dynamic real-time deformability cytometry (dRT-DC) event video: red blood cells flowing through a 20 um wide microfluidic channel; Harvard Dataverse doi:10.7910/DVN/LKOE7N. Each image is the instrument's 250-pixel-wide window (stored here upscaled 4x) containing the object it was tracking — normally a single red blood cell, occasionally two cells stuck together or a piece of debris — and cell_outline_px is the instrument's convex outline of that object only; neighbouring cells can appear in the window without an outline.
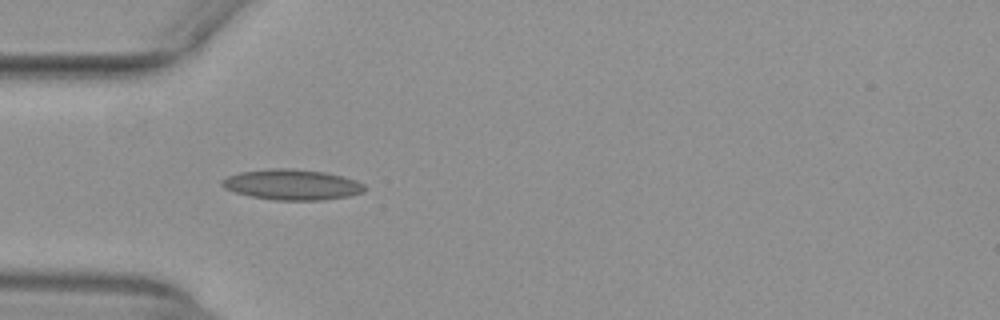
{"species": "common noctule bat (a hibernating species)", "species_latin": "Nyctalus noctula", "temperature_condition": "warm", "stored_images_in_passage": 37, "camera_frame_rate_fps": 3000, "um_per_image_px": 0.085, "animal": {"sex": "female", "body_mass_g": 29.2, "forearm_length_mm": 56.3}, "frame": {"image": 1, "passage_image": 3, "time_ms": 0.667, "image_size_px": [1000, 320], "cell_outline_px": [[364, 192], [348, 196], [324, 200], [272, 200], [252, 196], [236, 192], [224, 188], [220, 184], [220, 180], [228, 176], [240, 172], [272, 168], [288, 168], [324, 172], [344, 176], [356, 180], [364, 184]], "centroid_in_image_um": [24.82, 15.69], "position_along_channel_um": 60.2, "area_um2": 25.37}}
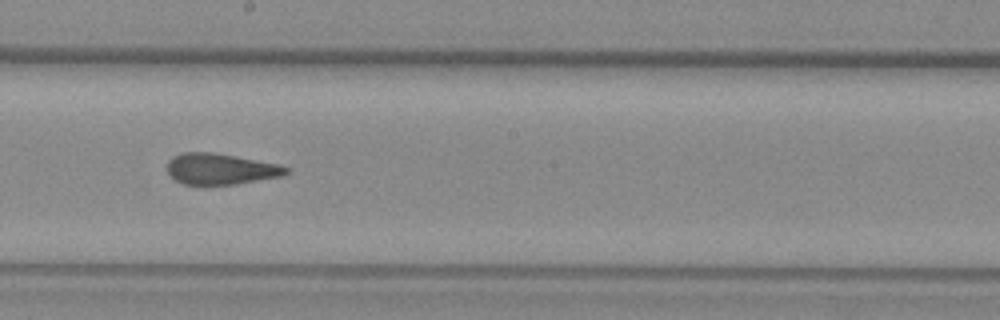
{"frame": {"image": 2, "passage_image": 16, "time_ms": 5.0, "image_size_px": [1000, 320], "cell_outline_px": [[288, 172], [280, 176], [236, 184], [184, 184], [176, 180], [168, 172], [168, 160], [172, 156], [180, 152], [212, 152], [280, 164], [288, 168]], "centroid_in_image_um": [18.73, 14.34], "position_along_channel_um": 229.5, "area_um2": 21.27}}
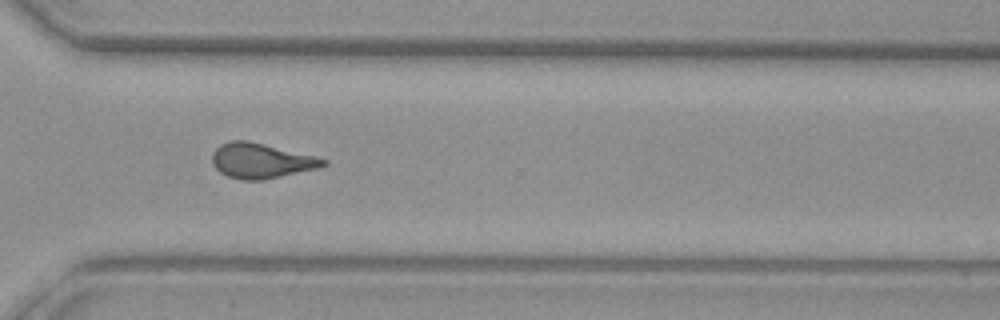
{"frame": {"image": 3, "passage_image": 25, "time_ms": 8.0, "image_size_px": [1000, 320], "cell_outline_px": [[328, 164], [320, 168], [264, 180], [240, 180], [228, 176], [220, 172], [212, 164], [212, 152], [220, 144], [232, 140], [248, 140], [316, 156], [328, 160]], "centroid_in_image_um": [22.21, 13.66], "position_along_channel_um": 348.4, "area_um2": 22.95}, "authors_computed_cell_mechanics": {"area_um2": 22.1374, "velocity_mm_per_s": 3.9632, "shape_relaxation_time_tau1_ms": null, "shape_relaxation_time_tau2_ms": 1.6706, "deformation_change_tau1": null, "deformation_change_tau2": 0.0831}}